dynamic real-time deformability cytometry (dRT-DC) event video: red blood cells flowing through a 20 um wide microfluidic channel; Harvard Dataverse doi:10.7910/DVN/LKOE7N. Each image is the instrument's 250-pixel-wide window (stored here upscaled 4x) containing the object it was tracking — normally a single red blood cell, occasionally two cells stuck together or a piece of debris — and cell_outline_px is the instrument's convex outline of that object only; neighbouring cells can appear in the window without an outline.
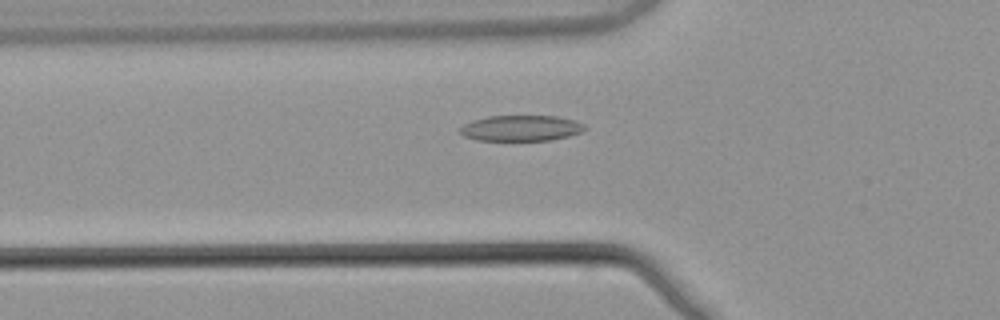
{"species": "common noctule bat (a hibernating species)", "species_latin": "Nyctalus noctula", "temperature_condition": "warm", "stored_images_in_passage": 46, "camera_frame_rate_fps": 3000, "um_per_image_px": 0.085, "animal": {"sex": "male", "body_mass_g": 21.5, "forearm_length_mm": 52.0}, "frame": {"image": 1, "passage_image": 12, "time_ms": 3.667, "image_size_px": [1000, 320], "cell_outline_px": [[588, 128], [580, 132], [568, 136], [552, 140], [476, 140], [464, 136], [460, 132], [460, 128], [464, 124], [472, 120], [488, 116], [556, 116], [572, 120], [584, 124]], "centroid_in_image_um": [44.28, 10.89], "position_along_channel_um": 81.5, "area_um2": 18.61}}
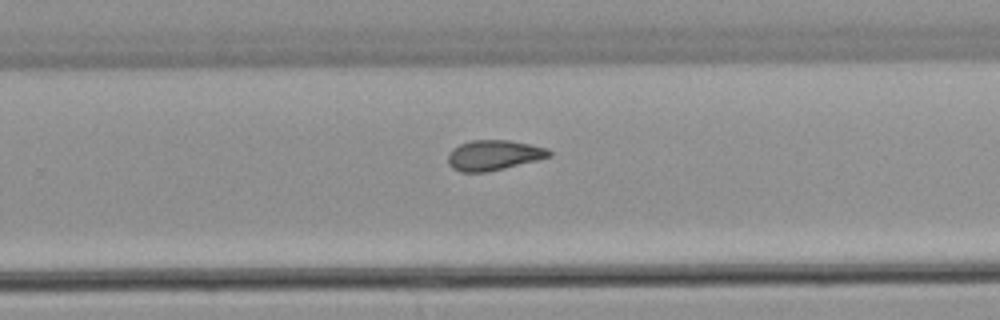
{"frame": {"image": 2, "passage_image": 28, "time_ms": 9.0, "image_size_px": [1000, 320], "cell_outline_px": [[552, 156], [488, 172], [460, 172], [452, 168], [448, 164], [448, 152], [452, 148], [460, 144], [472, 140], [508, 140], [548, 148], [552, 152]], "centroid_in_image_um": [41.94, 13.19], "position_along_channel_um": 287.9, "area_um2": 17.8}}
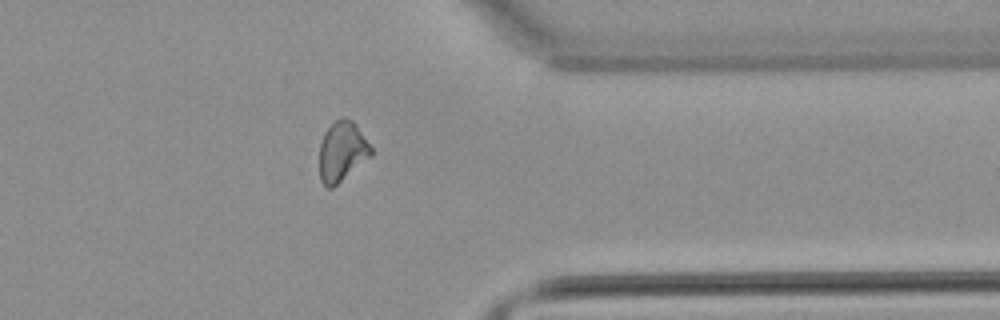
{"frame": {"image": 3, "passage_image": 36, "time_ms": 11.667, "image_size_px": [1000, 320], "cell_outline_px": [[372, 156], [332, 188], [328, 188], [320, 180], [320, 144], [324, 132], [340, 116], [344, 116], [352, 120], [356, 124], [372, 148]], "centroid_in_image_um": [29.08, 12.86], "position_along_channel_um": 382.3, "area_um2": 18.03}, "authors_computed_cell_mechanics": {"area_um2": 18.0336, "velocity_mm_per_s": 3.8664, "shape_relaxation_time_tau1_ms": null, "shape_relaxation_time_tau2_ms": 3.547, "deformation_change_tau1": null, "deformation_change_tau2": 0.1077}}